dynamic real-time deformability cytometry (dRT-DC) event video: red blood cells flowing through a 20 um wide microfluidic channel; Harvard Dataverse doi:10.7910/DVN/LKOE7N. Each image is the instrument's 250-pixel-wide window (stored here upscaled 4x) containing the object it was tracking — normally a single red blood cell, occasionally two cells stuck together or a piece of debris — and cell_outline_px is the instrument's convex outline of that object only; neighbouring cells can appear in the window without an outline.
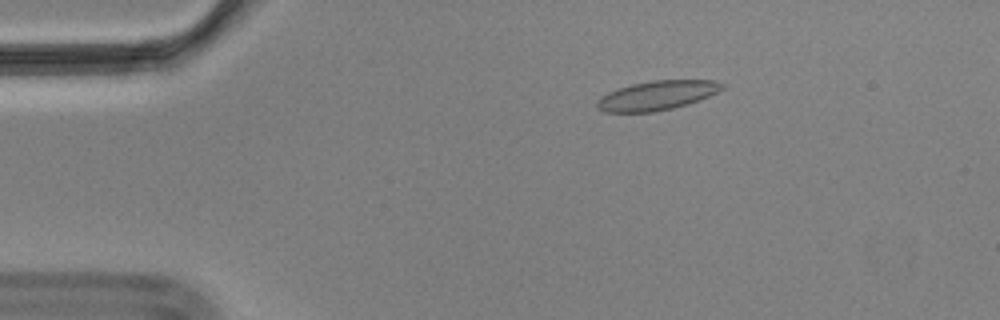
{"species": "Egyptian fruit bat (a non-hibernating species)", "species_latin": "Rousettus aegyptiacus", "temperature_condition": "cold", "stored_images_in_passage": 57, "camera_frame_rate_fps": 3000, "um_per_image_px": 0.085, "animal": {"sex": "male"}, "frame": {"image": 1, "passage_image": 10, "time_ms": 3.0, "image_size_px": [1000, 320], "cell_outline_px": [[728, 84], [724, 88], [708, 96], [688, 104], [672, 108], [652, 112], [604, 112], [596, 108], [596, 100], [600, 96], [608, 92], [632, 84], [652, 80], [716, 80]], "centroid_in_image_um": [55.84, 8.11], "position_along_channel_um": 29.2, "area_um2": 21.44}}
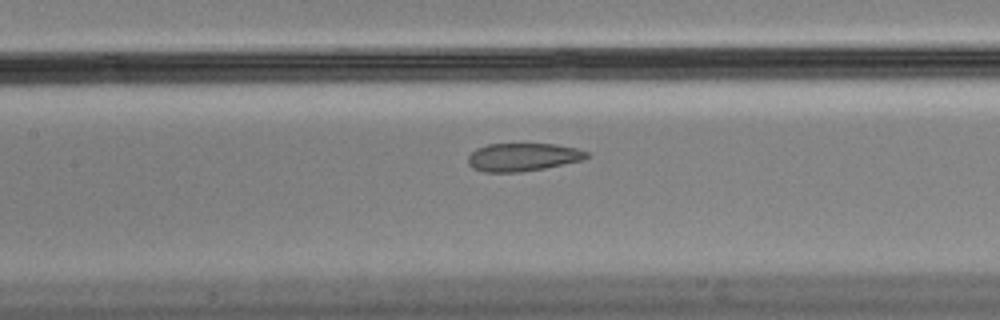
{"frame": {"image": 2, "passage_image": 26, "time_ms": 8.333, "image_size_px": [1000, 320], "cell_outline_px": [[588, 156], [584, 160], [544, 168], [520, 172], [484, 172], [472, 168], [468, 164], [468, 156], [476, 148], [488, 144], [556, 144], [576, 148], [588, 152]], "centroid_in_image_um": [44.42, 13.35], "position_along_channel_um": 163.0, "area_um2": 19.42}}
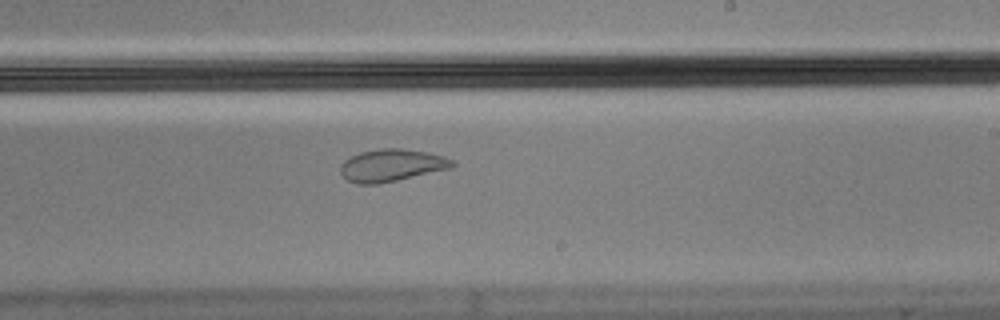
{"frame": {"image": 3, "passage_image": 34, "time_ms": 11.0, "image_size_px": [1000, 320], "cell_outline_px": [[456, 164], [452, 168], [380, 184], [356, 184], [348, 180], [340, 172], [340, 164], [344, 160], [360, 152], [380, 148], [400, 148], [428, 152], [444, 156], [452, 160]], "centroid_in_image_um": [33.29, 14.05], "position_along_channel_um": 255.7, "area_um2": 21.21}}